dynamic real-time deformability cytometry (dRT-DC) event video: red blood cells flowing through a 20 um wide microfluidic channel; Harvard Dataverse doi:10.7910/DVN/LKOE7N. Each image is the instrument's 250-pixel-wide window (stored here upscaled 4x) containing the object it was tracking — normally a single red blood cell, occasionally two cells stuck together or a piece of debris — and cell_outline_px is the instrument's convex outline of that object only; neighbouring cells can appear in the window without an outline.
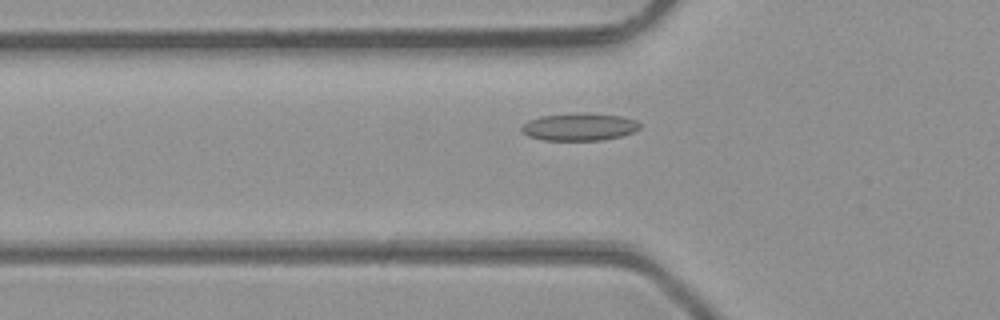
{"species": "common noctule bat (a hibernating species)", "species_latin": "Nyctalus noctula", "temperature_condition": "room temperature", "stored_images_in_passage": 39, "camera_frame_rate_fps": 3000, "um_per_image_px": 0.085, "animal": {"sex": "male", "body_mass_g": 23.1, "forearm_length_mm": 52.7}, "frame": {"image": 1, "passage_image": 8, "time_ms": 2.333, "image_size_px": [1000, 320], "cell_outline_px": [[640, 128], [632, 132], [620, 136], [600, 140], [544, 140], [528, 136], [520, 132], [520, 128], [528, 120], [540, 116], [584, 112], [620, 116], [636, 120], [640, 124]], "centroid_in_image_um": [49.2, 10.78], "position_along_channel_um": 76.6, "area_um2": 18.96}}
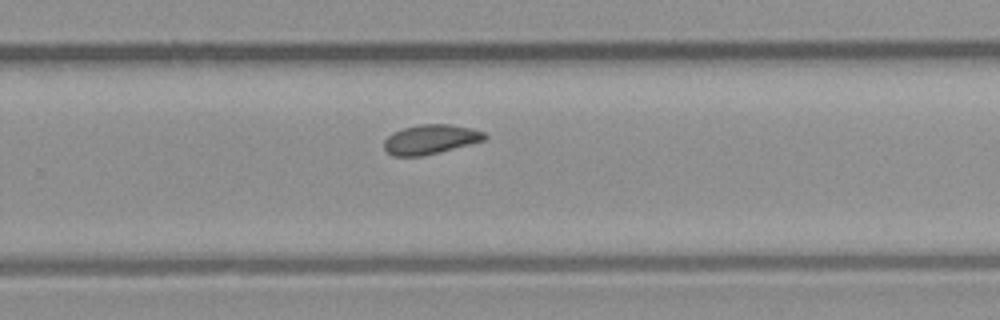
{"frame": {"image": 2, "passage_image": 23, "time_ms": 7.333, "image_size_px": [1000, 320], "cell_outline_px": [[488, 136], [484, 140], [420, 156], [392, 156], [384, 148], [384, 140], [392, 132], [404, 128], [420, 124], [452, 124], [472, 128], [484, 132]], "centroid_in_image_um": [36.57, 11.82], "position_along_channel_um": 293.2, "area_um2": 17.05}}
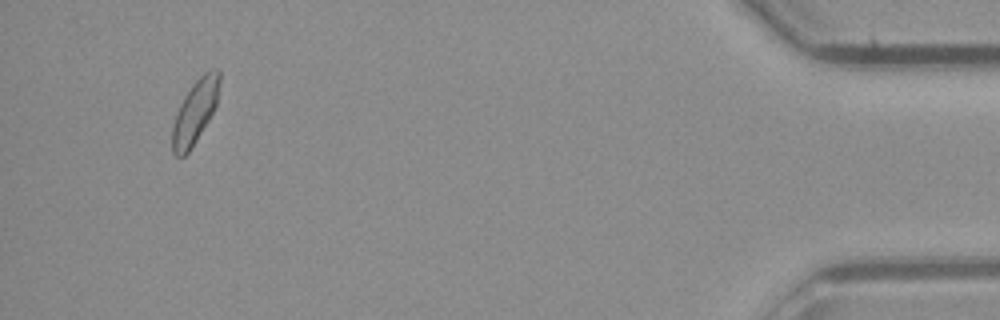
{"frame": {"image": 3, "passage_image": 37, "time_ms": 12.0, "image_size_px": [1000, 320], "cell_outline_px": [[220, 80], [216, 104], [208, 120], [188, 152], [184, 156], [176, 156], [172, 152], [172, 124], [176, 112], [184, 96], [192, 84], [208, 68], [220, 68]], "centroid_in_image_um": [16.57, 9.44], "position_along_channel_um": 418.6, "area_um2": 17.4}, "authors_computed_cell_mechanics": {"area_um2": 17.34, "velocity_mm_per_s": 4.3171, "shape_relaxation_time_tau1_ms": null, "shape_relaxation_time_tau2_ms": 2.649, "deformation_change_tau1": null, "deformation_change_tau2": 0.0752}}